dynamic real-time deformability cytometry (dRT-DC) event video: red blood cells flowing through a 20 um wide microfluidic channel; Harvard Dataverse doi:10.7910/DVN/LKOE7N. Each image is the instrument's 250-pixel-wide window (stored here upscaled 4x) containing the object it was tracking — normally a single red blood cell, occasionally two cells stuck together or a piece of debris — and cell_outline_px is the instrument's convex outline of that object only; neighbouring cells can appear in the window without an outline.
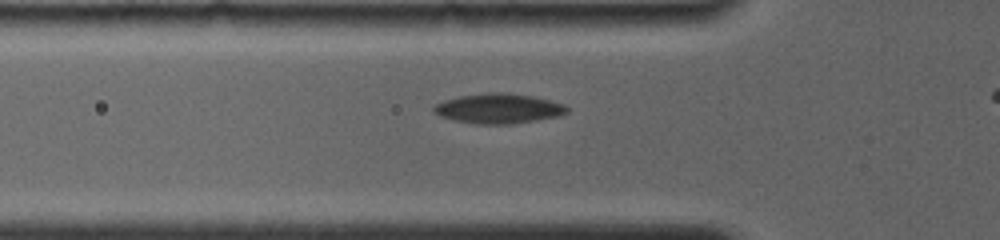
{"species": "common noctule bat (a hibernating species)", "species_latin": "Nyctalus noctula", "temperature_condition": "room temperature", "stored_images_in_passage": 26, "camera_frame_rate_fps": 4000, "um_per_image_px": 0.085, "animal": {"sex": "female", "body_mass_g": 19.0, "forearm_length_mm": 56.7}, "frame": {"image": 1, "passage_image": 6, "time_ms": 2.25, "image_size_px": [1000, 240], "cell_outline_px": [[568, 112], [556, 116], [508, 124], [476, 124], [456, 120], [440, 116], [432, 108], [436, 104], [444, 100], [460, 96], [488, 92], [504, 92], [532, 96], [564, 104], [568, 108]], "centroid_in_image_um": [42.35, 9.21], "position_along_channel_um": 83.4, "area_um2": 22.77}}
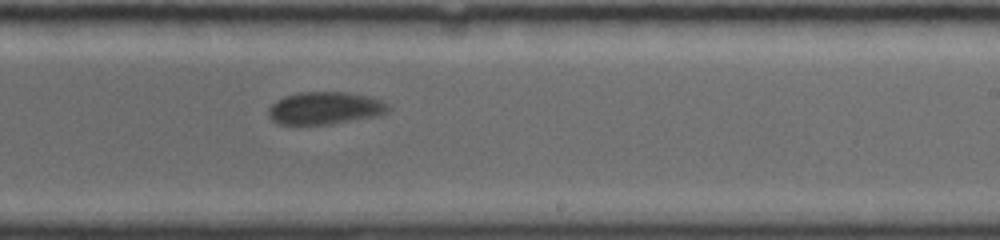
{"frame": {"image": 2, "passage_image": 16, "time_ms": 7.0, "image_size_px": [1000, 240], "cell_outline_px": [[388, 108], [384, 112], [376, 116], [324, 124], [280, 124], [272, 120], [268, 116], [268, 108], [276, 100], [284, 96], [300, 92], [348, 92], [380, 100], [388, 104]], "centroid_in_image_um": [27.54, 9.18], "position_along_channel_um": 261.5, "area_um2": 22.2}}
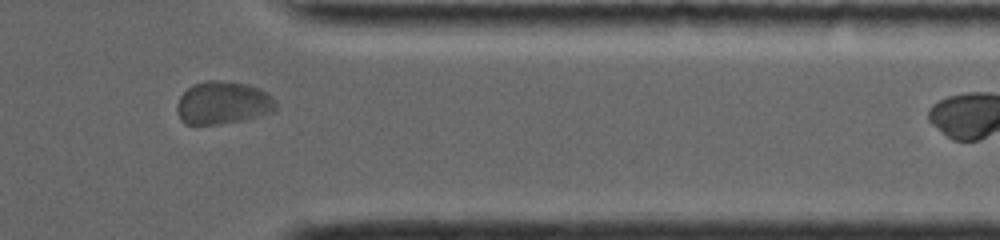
{"frame": {"image": 3, "passage_image": 24, "time_ms": 10.5, "image_size_px": [1000, 240], "cell_outline_px": [[276, 108], [268, 112], [240, 120], [216, 124], [184, 124], [180, 120], [176, 108], [176, 104], [180, 96], [192, 84], [208, 80], [220, 80], [248, 84], [260, 88], [268, 92], [276, 100]], "centroid_in_image_um": [18.91, 8.71], "position_along_channel_um": 392.5, "area_um2": 24.57}}